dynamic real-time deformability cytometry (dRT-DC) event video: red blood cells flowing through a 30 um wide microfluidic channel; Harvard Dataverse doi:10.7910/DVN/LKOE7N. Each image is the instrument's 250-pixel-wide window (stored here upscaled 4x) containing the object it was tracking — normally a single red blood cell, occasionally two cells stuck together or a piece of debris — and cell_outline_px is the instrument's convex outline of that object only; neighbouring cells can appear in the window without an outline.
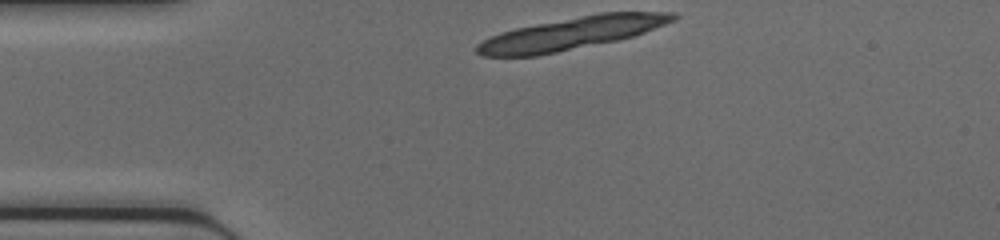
{"species": "common noctule bat (a hibernating species)", "species_latin": "Nyctalus noctula", "temperature_condition": "cold", "stored_images_in_passage": 6, "camera_frame_rate_fps": 3000, "um_per_image_px": 0.085, "animal": {"sex": "female", "body_mass_g": 17.0, "forearm_length_mm": 48.0}, "frame": {"image": 1, "passage_image": 1, "time_ms": 0.0, "image_size_px": [1000, 240], "cell_outline_px": [[668, 16], [664, 20], [656, 24], [636, 32], [624, 36], [548, 52], [524, 56], [504, 56], [484, 52], [480, 48], [488, 40], [508, 32], [528, 28], [592, 16], [620, 12], [636, 12]], "centroid_in_image_um": [48.42, 2.86], "position_along_channel_um": 36.6, "area_um2": 29.94}}